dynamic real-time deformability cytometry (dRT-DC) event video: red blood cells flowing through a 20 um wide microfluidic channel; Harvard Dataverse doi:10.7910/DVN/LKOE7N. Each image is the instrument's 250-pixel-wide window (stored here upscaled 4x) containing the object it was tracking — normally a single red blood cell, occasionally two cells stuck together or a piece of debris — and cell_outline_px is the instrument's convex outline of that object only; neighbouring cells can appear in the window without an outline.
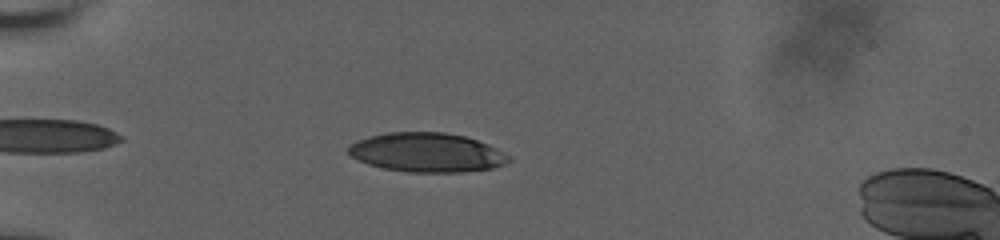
{"species": "human", "species_latin": "Homo sapiens", "temperature_condition": "room temperature", "stored_images_in_passage": 18, "camera_frame_rate_fps": 3000, "um_per_image_px": 0.085, "donor": {"sex": "male"}, "frame": {"image": 1, "passage_image": 6, "time_ms": 2.667, "image_size_px": [1000, 240], "cell_outline_px": [[512, 160], [504, 164], [492, 168], [460, 172], [408, 172], [384, 168], [368, 164], [352, 156], [348, 152], [348, 148], [356, 140], [388, 132], [444, 132], [464, 136], [488, 144], [512, 156]], "centroid_in_image_um": [36.32, 12.96], "position_along_channel_um": 48.7, "area_um2": 36.47}}
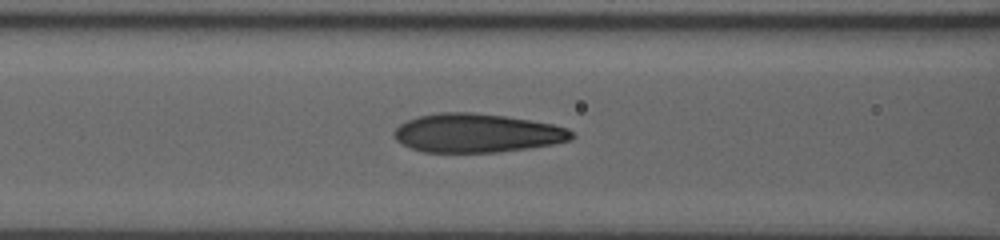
{"frame": {"image": 2, "passage_image": 13, "time_ms": 5.667, "image_size_px": [1000, 240], "cell_outline_px": [[576, 136], [568, 140], [552, 144], [528, 148], [500, 152], [424, 152], [408, 148], [396, 140], [392, 136], [392, 132], [400, 124], [408, 120], [420, 116], [440, 112], [472, 112], [504, 116], [552, 124], [568, 128]], "centroid_in_image_um": [40.49, 11.32], "position_along_channel_um": 126.1, "area_um2": 40.11}}
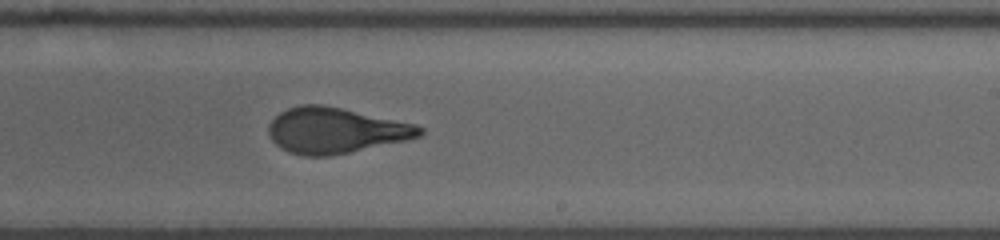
{"frame": {"image": 3, "passage_image": 18, "time_ms": 9.333, "image_size_px": [1000, 240], "cell_outline_px": [[424, 132], [420, 136], [408, 140], [328, 156], [304, 156], [288, 152], [280, 148], [272, 140], [268, 132], [268, 124], [280, 112], [288, 108], [300, 104], [320, 104], [340, 108], [416, 124], [424, 128]], "centroid_in_image_um": [28.5, 11.09], "position_along_channel_um": 260.5, "area_um2": 40.06}}